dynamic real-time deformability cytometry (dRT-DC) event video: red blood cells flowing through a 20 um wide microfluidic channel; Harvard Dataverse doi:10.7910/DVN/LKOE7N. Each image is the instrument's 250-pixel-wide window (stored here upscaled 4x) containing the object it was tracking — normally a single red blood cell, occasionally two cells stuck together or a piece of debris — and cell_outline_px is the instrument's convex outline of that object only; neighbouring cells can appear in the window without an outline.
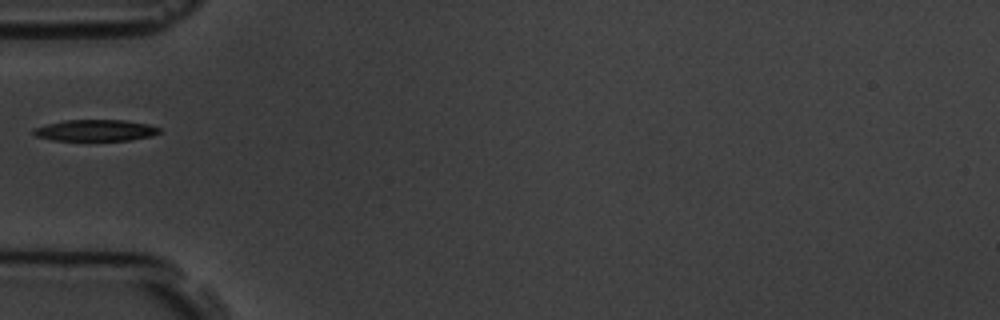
{"species": "common noctule bat (a hibernating species)", "species_latin": "Nyctalus noctula", "temperature_condition": "room temperature", "stored_images_in_passage": 5, "camera_frame_rate_fps": 3000, "um_per_image_px": 0.085, "animal": {"sex": "male", "body_mass_g": 19.5, "forearm_length_mm": 54.6}, "frame": {"image": 1, "passage_image": 5, "time_ms": 5.333, "image_size_px": [1000, 320], "cell_outline_px": [[160, 132], [152, 136], [128, 140], [52, 140], [36, 136], [32, 132], [32, 128], [64, 120], [124, 120], [148, 124], [160, 128]], "centroid_in_image_um": [8.1, 11.08], "position_along_channel_um": 76.9, "area_um2": 15.61}}